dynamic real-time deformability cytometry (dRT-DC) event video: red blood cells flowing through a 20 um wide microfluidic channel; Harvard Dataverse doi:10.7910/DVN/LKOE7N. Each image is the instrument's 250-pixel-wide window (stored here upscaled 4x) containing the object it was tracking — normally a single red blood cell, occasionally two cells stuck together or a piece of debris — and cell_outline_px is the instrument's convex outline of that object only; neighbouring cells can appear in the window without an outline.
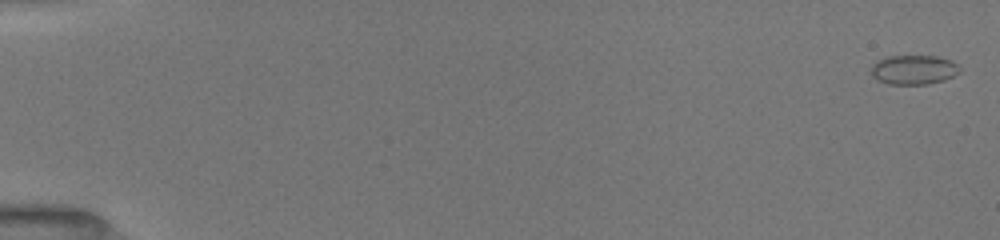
{"species": "common noctule bat (a hibernating species)", "species_latin": "Nyctalus noctula", "temperature_condition": "room temperature", "stored_images_in_passage": 27, "camera_frame_rate_fps": 3000, "um_per_image_px": 0.085, "animal": {"sex": "female", "body_mass_g": 19.5, "forearm_length_mm": 54.1}, "frame": {"image": 1, "passage_image": 1, "time_ms": 0.0, "image_size_px": [1000, 240], "cell_outline_px": [[960, 72], [944, 80], [928, 84], [888, 84], [876, 80], [872, 76], [872, 64], [876, 60], [888, 56], [936, 56], [952, 60], [960, 64]], "centroid_in_image_um": [77.67, 5.92], "position_along_channel_um": 7.3, "area_um2": 15.37}}
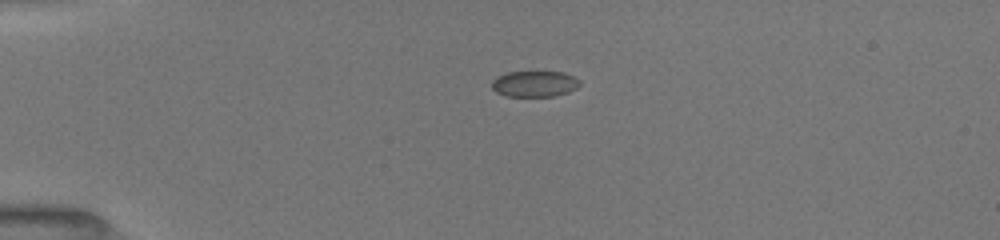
{"frame": {"image": 2, "passage_image": 15, "time_ms": 4.0, "image_size_px": [1000, 240], "cell_outline_px": [[580, 84], [576, 88], [568, 92], [552, 96], [504, 96], [496, 92], [492, 88], [492, 80], [496, 76], [508, 72], [564, 72], [580, 80]], "centroid_in_image_um": [45.41, 7.12], "position_along_channel_um": 39.6, "area_um2": 13.29}}
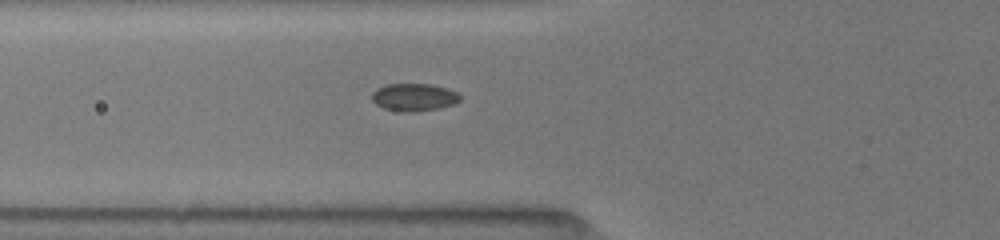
{"frame": {"image": 3, "passage_image": 26, "time_ms": 6.333, "image_size_px": [1000, 240], "cell_outline_px": [[460, 100], [452, 104], [440, 108], [412, 112], [404, 112], [384, 108], [376, 104], [372, 100], [372, 92], [376, 88], [388, 84], [432, 84], [456, 92], [460, 96]], "centroid_in_image_um": [35.16, 8.26], "position_along_channel_um": 90.6, "area_um2": 14.05}}